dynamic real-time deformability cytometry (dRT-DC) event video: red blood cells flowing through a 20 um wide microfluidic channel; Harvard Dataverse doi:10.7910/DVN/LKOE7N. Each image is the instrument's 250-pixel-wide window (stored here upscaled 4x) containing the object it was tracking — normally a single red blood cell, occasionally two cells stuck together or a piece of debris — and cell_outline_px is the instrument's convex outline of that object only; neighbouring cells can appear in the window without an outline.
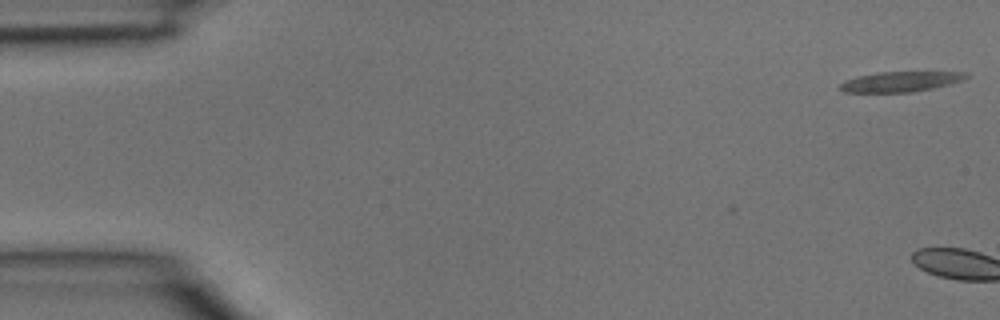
{"species": "common noctule bat (a hibernating species)", "species_latin": "Nyctalus noctula", "temperature_condition": "room temperature", "stored_images_in_passage": 4, "camera_frame_rate_fps": 3000, "um_per_image_px": 0.085, "animal": {"sex": "male", "body_mass_g": 15.6}, "frame": {"image": 1, "passage_image": 1, "time_ms": 0.0, "image_size_px": [1000, 320], "cell_outline_px": [[968, 76], [960, 80], [948, 84], [932, 88], [912, 92], [844, 92], [840, 88], [840, 84], [844, 80], [856, 76], [880, 72], [968, 72]], "centroid_in_image_um": [76.49, 6.93], "position_along_channel_um": 8.5, "area_um2": 14.62}}
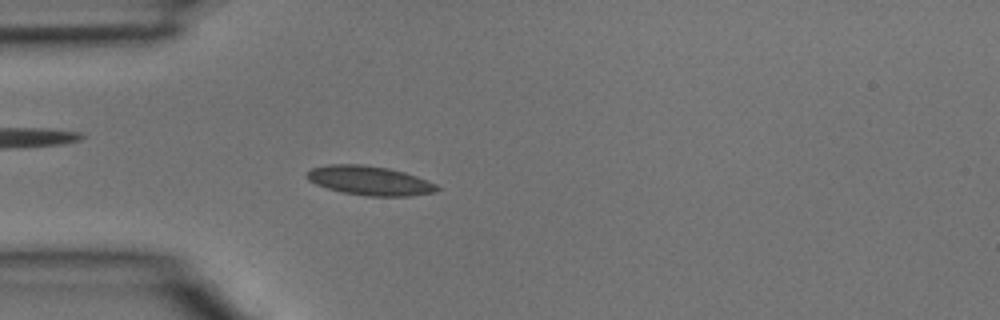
{"frame": {"image": 2, "passage_image": 4, "time_ms": 1.0, "image_size_px": [1000, 320], "cell_outline_px": [[440, 188], [436, 192], [408, 196], [368, 196], [344, 192], [328, 188], [316, 184], [308, 180], [304, 176], [304, 172], [312, 168], [328, 164], [360, 164], [388, 168], [404, 172], [416, 176], [436, 184]], "centroid_in_image_um": [31.38, 15.34], "position_along_channel_um": 53.6, "area_um2": 22.14}}